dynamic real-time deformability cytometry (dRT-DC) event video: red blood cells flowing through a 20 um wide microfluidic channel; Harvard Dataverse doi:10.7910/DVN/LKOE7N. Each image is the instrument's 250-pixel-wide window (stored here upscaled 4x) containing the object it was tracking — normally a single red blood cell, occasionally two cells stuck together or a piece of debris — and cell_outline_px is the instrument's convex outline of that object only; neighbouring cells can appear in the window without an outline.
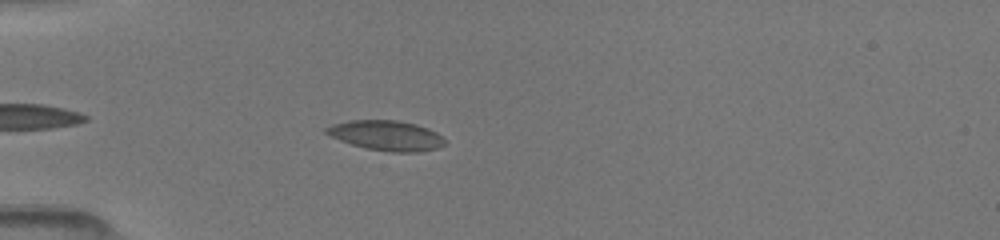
{"species": "common noctule bat (a hibernating species)", "species_latin": "Nyctalus noctula", "temperature_condition": "room temperature", "stored_images_in_passage": 45, "camera_frame_rate_fps": 3000, "um_per_image_px": 0.085, "animal": {"sex": "female", "body_mass_g": 19.5, "forearm_length_mm": 54.1}, "frame": {"image": 1, "passage_image": 18, "time_ms": 5.0, "image_size_px": [1000, 240], "cell_outline_px": [[444, 144], [436, 148], [420, 152], [392, 152], [368, 148], [352, 144], [340, 140], [324, 132], [324, 128], [332, 124], [348, 120], [396, 120], [416, 124], [428, 128], [436, 132], [444, 140]], "centroid_in_image_um": [32.82, 11.5], "position_along_channel_um": 52.2, "area_um2": 20.52}}
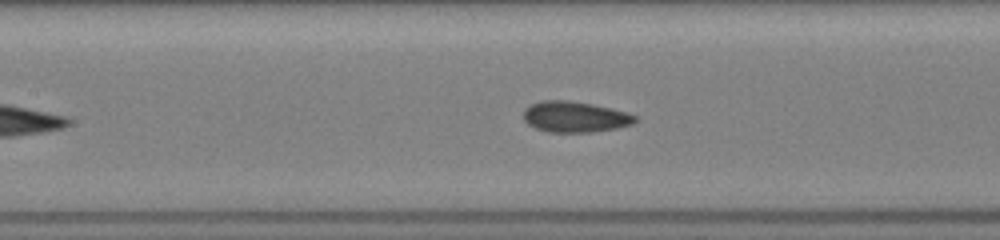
{"frame": {"image": 2, "passage_image": 30, "time_ms": 8.0, "image_size_px": [1000, 240], "cell_outline_px": [[636, 120], [632, 124], [616, 128], [592, 132], [548, 132], [536, 128], [528, 124], [524, 120], [524, 108], [540, 100], [568, 100], [592, 104], [612, 108], [628, 112], [636, 116]], "centroid_in_image_um": [48.86, 9.92], "position_along_channel_um": 158.5, "area_um2": 20.11}}
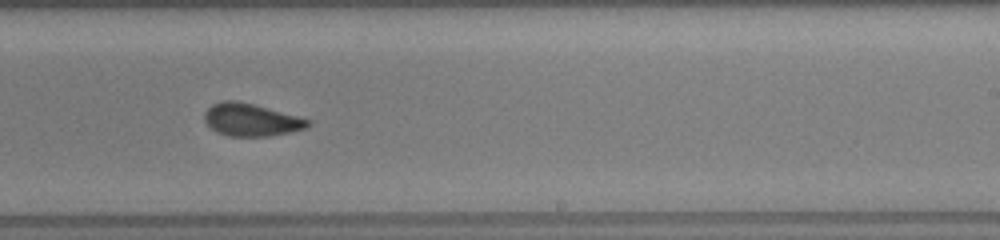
{"frame": {"image": 3, "passage_image": 40, "time_ms": 10.667, "image_size_px": [1000, 240], "cell_outline_px": [[312, 124], [308, 128], [268, 136], [228, 136], [216, 132], [204, 120], [204, 112], [212, 104], [220, 100], [236, 100], [252, 104], [312, 120]], "centroid_in_image_um": [21.34, 10.18], "position_along_channel_um": 267.7, "area_um2": 19.59}}